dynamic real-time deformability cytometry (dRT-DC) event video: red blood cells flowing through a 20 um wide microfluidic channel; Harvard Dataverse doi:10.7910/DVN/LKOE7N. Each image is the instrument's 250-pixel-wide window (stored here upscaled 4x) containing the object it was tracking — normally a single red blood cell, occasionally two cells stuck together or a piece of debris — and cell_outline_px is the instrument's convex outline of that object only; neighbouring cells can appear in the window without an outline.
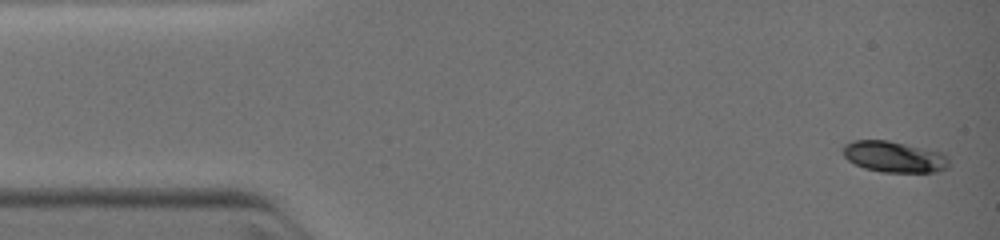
{"species": "common noctule bat (a hibernating species)", "species_latin": "Nyctalus noctula", "temperature_condition": "warm", "stored_images_in_passage": 5, "camera_frame_rate_fps": 3000, "um_per_image_px": 0.085, "animal": {"sex": "female", "body_mass_g": 19.0, "forearm_length_mm": 51.5}, "frame": {"image": 1, "passage_image": 1, "time_ms": 0.0, "image_size_px": [1000, 240], "cell_outline_px": [[948, 168], [936, 172], [880, 172], [864, 168], [848, 160], [844, 156], [844, 144], [852, 140], [888, 140], [940, 152], [948, 156]], "centroid_in_image_um": [76.0, 13.33], "position_along_channel_um": 9.0, "area_um2": 19.13}}
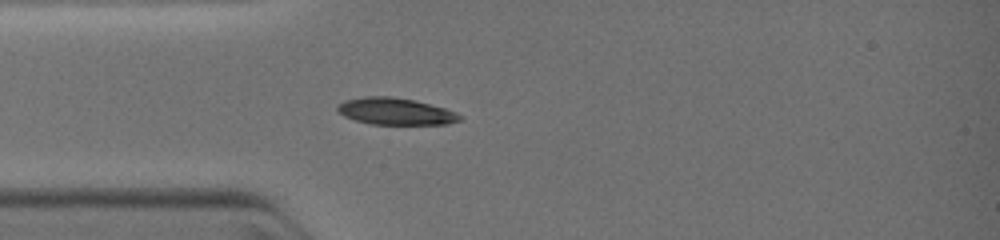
{"frame": {"image": 2, "passage_image": 5, "time_ms": 3.0, "image_size_px": [1000, 240], "cell_outline_px": [[464, 116], [460, 120], [448, 124], [372, 124], [356, 120], [344, 116], [336, 108], [336, 104], [344, 100], [364, 96], [392, 96], [412, 100], [444, 108], [456, 112]], "centroid_in_image_um": [33.6, 9.46], "position_along_channel_um": 51.4, "area_um2": 19.07}}